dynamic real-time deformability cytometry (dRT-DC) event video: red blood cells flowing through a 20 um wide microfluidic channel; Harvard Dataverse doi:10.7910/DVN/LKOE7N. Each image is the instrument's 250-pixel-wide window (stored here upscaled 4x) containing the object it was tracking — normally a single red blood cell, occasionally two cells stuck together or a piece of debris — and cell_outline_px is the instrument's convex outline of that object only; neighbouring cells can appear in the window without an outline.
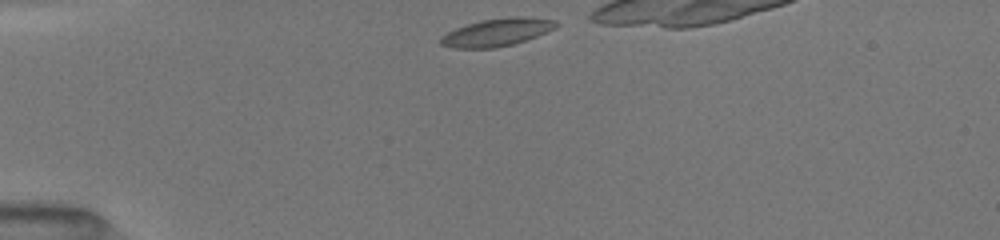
{"species": "common noctule bat (a hibernating species)", "species_latin": "Nyctalus noctula", "temperature_condition": "room temperature", "stored_images_in_passage": 9, "camera_frame_rate_fps": 3000, "um_per_image_px": 0.085, "animal": {"sex": "female", "body_mass_g": 19.5, "forearm_length_mm": 54.1}, "frame": {"image": 1, "passage_image": 1, "time_ms": 0.0, "image_size_px": [1000, 240], "cell_outline_px": [[560, 24], [536, 36], [512, 44], [496, 48], [452, 48], [440, 44], [440, 36], [456, 28], [468, 24], [484, 20], [516, 16], [524, 16], [556, 20]], "centroid_in_image_um": [42.21, 2.75], "position_along_channel_um": 42.8, "area_um2": 18.32}}
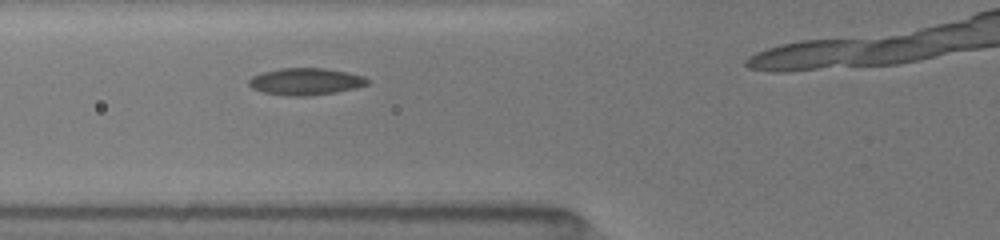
{"frame": {"image": 2, "passage_image": 6, "time_ms": 2.333, "image_size_px": [1000, 240], "cell_outline_px": [[368, 84], [356, 88], [336, 92], [308, 96], [288, 96], [264, 92], [252, 88], [248, 84], [248, 80], [252, 76], [264, 72], [280, 68], [324, 68], [348, 72], [364, 76], [368, 80]], "centroid_in_image_um": [25.99, 6.93], "position_along_channel_um": 99.8, "area_um2": 18.61}}
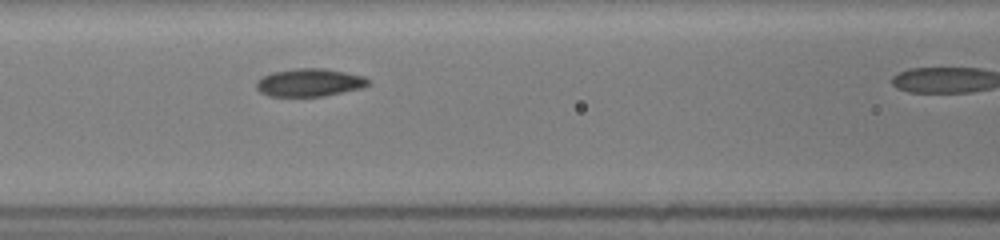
{"frame": {"image": 3, "passage_image": 8, "time_ms": 3.333, "image_size_px": [1000, 240], "cell_outline_px": [[372, 84], [360, 88], [324, 96], [268, 96], [260, 92], [256, 88], [256, 80], [272, 72], [296, 68], [324, 68], [364, 76]], "centroid_in_image_um": [26.29, 7.01], "position_along_channel_um": 140.3, "area_um2": 18.15}}